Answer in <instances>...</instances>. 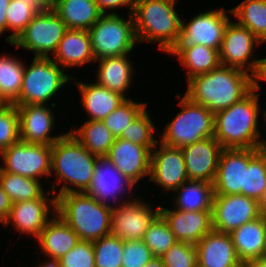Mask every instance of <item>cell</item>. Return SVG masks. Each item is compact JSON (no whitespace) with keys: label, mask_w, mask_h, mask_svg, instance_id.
Returning <instances> with one entry per match:
<instances>
[{"label":"cell","mask_w":266,"mask_h":267,"mask_svg":"<svg viewBox=\"0 0 266 267\" xmlns=\"http://www.w3.org/2000/svg\"><path fill=\"white\" fill-rule=\"evenodd\" d=\"M127 55L111 56L96 60L99 62L96 83L121 94L126 99L125 91L130 88L132 72L134 73L135 71Z\"/></svg>","instance_id":"obj_28"},{"label":"cell","mask_w":266,"mask_h":267,"mask_svg":"<svg viewBox=\"0 0 266 267\" xmlns=\"http://www.w3.org/2000/svg\"><path fill=\"white\" fill-rule=\"evenodd\" d=\"M264 211H263V213L265 214V216H266V204L264 205V209H263Z\"/></svg>","instance_id":"obj_55"},{"label":"cell","mask_w":266,"mask_h":267,"mask_svg":"<svg viewBox=\"0 0 266 267\" xmlns=\"http://www.w3.org/2000/svg\"><path fill=\"white\" fill-rule=\"evenodd\" d=\"M59 261L61 267H95L93 243L79 240Z\"/></svg>","instance_id":"obj_44"},{"label":"cell","mask_w":266,"mask_h":267,"mask_svg":"<svg viewBox=\"0 0 266 267\" xmlns=\"http://www.w3.org/2000/svg\"><path fill=\"white\" fill-rule=\"evenodd\" d=\"M142 241L156 257H161L177 242L174 234L160 214L150 224Z\"/></svg>","instance_id":"obj_38"},{"label":"cell","mask_w":266,"mask_h":267,"mask_svg":"<svg viewBox=\"0 0 266 267\" xmlns=\"http://www.w3.org/2000/svg\"><path fill=\"white\" fill-rule=\"evenodd\" d=\"M249 163V149H223L213 182L214 194L245 195V169Z\"/></svg>","instance_id":"obj_17"},{"label":"cell","mask_w":266,"mask_h":267,"mask_svg":"<svg viewBox=\"0 0 266 267\" xmlns=\"http://www.w3.org/2000/svg\"><path fill=\"white\" fill-rule=\"evenodd\" d=\"M252 80V90L256 92V90H260L259 81H266V58L258 59L256 69L254 73L251 75Z\"/></svg>","instance_id":"obj_47"},{"label":"cell","mask_w":266,"mask_h":267,"mask_svg":"<svg viewBox=\"0 0 266 267\" xmlns=\"http://www.w3.org/2000/svg\"><path fill=\"white\" fill-rule=\"evenodd\" d=\"M150 181L159 184L165 190H177L189 180L181 148L165 145L161 142L159 150H151Z\"/></svg>","instance_id":"obj_16"},{"label":"cell","mask_w":266,"mask_h":267,"mask_svg":"<svg viewBox=\"0 0 266 267\" xmlns=\"http://www.w3.org/2000/svg\"><path fill=\"white\" fill-rule=\"evenodd\" d=\"M70 133L97 157L107 156L116 139L102 120H88L80 129H71Z\"/></svg>","instance_id":"obj_32"},{"label":"cell","mask_w":266,"mask_h":267,"mask_svg":"<svg viewBox=\"0 0 266 267\" xmlns=\"http://www.w3.org/2000/svg\"><path fill=\"white\" fill-rule=\"evenodd\" d=\"M182 111L166 125L161 137L163 144L183 148L214 136V114L203 105L193 103L185 95H177Z\"/></svg>","instance_id":"obj_6"},{"label":"cell","mask_w":266,"mask_h":267,"mask_svg":"<svg viewBox=\"0 0 266 267\" xmlns=\"http://www.w3.org/2000/svg\"><path fill=\"white\" fill-rule=\"evenodd\" d=\"M3 105H4V103H3V102L1 101V99H0V107L3 106Z\"/></svg>","instance_id":"obj_57"},{"label":"cell","mask_w":266,"mask_h":267,"mask_svg":"<svg viewBox=\"0 0 266 267\" xmlns=\"http://www.w3.org/2000/svg\"><path fill=\"white\" fill-rule=\"evenodd\" d=\"M146 108L147 107L137 115L119 138L145 146L151 151L154 147L158 146L159 141H155V138L153 137V130H155V127L149 117V113L146 112Z\"/></svg>","instance_id":"obj_41"},{"label":"cell","mask_w":266,"mask_h":267,"mask_svg":"<svg viewBox=\"0 0 266 267\" xmlns=\"http://www.w3.org/2000/svg\"><path fill=\"white\" fill-rule=\"evenodd\" d=\"M106 157L134 184L150 175L151 151L145 146L118 137Z\"/></svg>","instance_id":"obj_21"},{"label":"cell","mask_w":266,"mask_h":267,"mask_svg":"<svg viewBox=\"0 0 266 267\" xmlns=\"http://www.w3.org/2000/svg\"><path fill=\"white\" fill-rule=\"evenodd\" d=\"M153 257L155 256L142 240L124 241L121 267H143Z\"/></svg>","instance_id":"obj_45"},{"label":"cell","mask_w":266,"mask_h":267,"mask_svg":"<svg viewBox=\"0 0 266 267\" xmlns=\"http://www.w3.org/2000/svg\"><path fill=\"white\" fill-rule=\"evenodd\" d=\"M44 8H52L54 0H37Z\"/></svg>","instance_id":"obj_53"},{"label":"cell","mask_w":266,"mask_h":267,"mask_svg":"<svg viewBox=\"0 0 266 267\" xmlns=\"http://www.w3.org/2000/svg\"><path fill=\"white\" fill-rule=\"evenodd\" d=\"M12 204L13 203L10 200L8 194L3 190L0 185V222L2 224L9 216Z\"/></svg>","instance_id":"obj_48"},{"label":"cell","mask_w":266,"mask_h":267,"mask_svg":"<svg viewBox=\"0 0 266 267\" xmlns=\"http://www.w3.org/2000/svg\"><path fill=\"white\" fill-rule=\"evenodd\" d=\"M134 186L135 184L123 175L108 157L104 156L98 157L91 185L86 193L98 202L109 205L108 199L119 201L117 199L119 194H123L127 188L131 192Z\"/></svg>","instance_id":"obj_22"},{"label":"cell","mask_w":266,"mask_h":267,"mask_svg":"<svg viewBox=\"0 0 266 267\" xmlns=\"http://www.w3.org/2000/svg\"><path fill=\"white\" fill-rule=\"evenodd\" d=\"M92 51L97 59L130 54L138 41L135 34L134 18L128 20L112 11L102 14L88 30Z\"/></svg>","instance_id":"obj_7"},{"label":"cell","mask_w":266,"mask_h":267,"mask_svg":"<svg viewBox=\"0 0 266 267\" xmlns=\"http://www.w3.org/2000/svg\"><path fill=\"white\" fill-rule=\"evenodd\" d=\"M181 150L188 178L213 184L223 150L214 136L199 140Z\"/></svg>","instance_id":"obj_18"},{"label":"cell","mask_w":266,"mask_h":267,"mask_svg":"<svg viewBox=\"0 0 266 267\" xmlns=\"http://www.w3.org/2000/svg\"><path fill=\"white\" fill-rule=\"evenodd\" d=\"M97 4L98 9L102 14H107L106 9L109 11L118 7L126 6L129 7L130 14L133 13L135 4L137 0H94Z\"/></svg>","instance_id":"obj_46"},{"label":"cell","mask_w":266,"mask_h":267,"mask_svg":"<svg viewBox=\"0 0 266 267\" xmlns=\"http://www.w3.org/2000/svg\"><path fill=\"white\" fill-rule=\"evenodd\" d=\"M20 141L19 114L14 104L0 107V153Z\"/></svg>","instance_id":"obj_42"},{"label":"cell","mask_w":266,"mask_h":267,"mask_svg":"<svg viewBox=\"0 0 266 267\" xmlns=\"http://www.w3.org/2000/svg\"><path fill=\"white\" fill-rule=\"evenodd\" d=\"M76 84L82 94L83 107L89 113V120H103L126 100L121 94L96 82L87 84L77 81Z\"/></svg>","instance_id":"obj_27"},{"label":"cell","mask_w":266,"mask_h":267,"mask_svg":"<svg viewBox=\"0 0 266 267\" xmlns=\"http://www.w3.org/2000/svg\"><path fill=\"white\" fill-rule=\"evenodd\" d=\"M150 206L135 198L113 206L110 234L123 241L142 240L150 224L160 214V206L156 210Z\"/></svg>","instance_id":"obj_12"},{"label":"cell","mask_w":266,"mask_h":267,"mask_svg":"<svg viewBox=\"0 0 266 267\" xmlns=\"http://www.w3.org/2000/svg\"><path fill=\"white\" fill-rule=\"evenodd\" d=\"M49 194L51 195V191H47L38 199L13 203L10 214L3 224L8 226L12 222L17 232L32 235L37 239L46 224L53 218L50 215L52 211L56 214V196L50 198Z\"/></svg>","instance_id":"obj_15"},{"label":"cell","mask_w":266,"mask_h":267,"mask_svg":"<svg viewBox=\"0 0 266 267\" xmlns=\"http://www.w3.org/2000/svg\"><path fill=\"white\" fill-rule=\"evenodd\" d=\"M160 215L164 218L176 241L195 245L207 233L213 230L212 210L182 211L160 207Z\"/></svg>","instance_id":"obj_19"},{"label":"cell","mask_w":266,"mask_h":267,"mask_svg":"<svg viewBox=\"0 0 266 267\" xmlns=\"http://www.w3.org/2000/svg\"><path fill=\"white\" fill-rule=\"evenodd\" d=\"M41 251L48 257L60 259L79 241L77 233L56 213L37 238Z\"/></svg>","instance_id":"obj_26"},{"label":"cell","mask_w":266,"mask_h":267,"mask_svg":"<svg viewBox=\"0 0 266 267\" xmlns=\"http://www.w3.org/2000/svg\"><path fill=\"white\" fill-rule=\"evenodd\" d=\"M60 67L50 57H34L31 66L25 67L20 94L13 104L46 105L70 79L76 80Z\"/></svg>","instance_id":"obj_8"},{"label":"cell","mask_w":266,"mask_h":267,"mask_svg":"<svg viewBox=\"0 0 266 267\" xmlns=\"http://www.w3.org/2000/svg\"><path fill=\"white\" fill-rule=\"evenodd\" d=\"M175 198L177 210L201 211L212 210L213 184L201 180H187L177 190Z\"/></svg>","instance_id":"obj_31"},{"label":"cell","mask_w":266,"mask_h":267,"mask_svg":"<svg viewBox=\"0 0 266 267\" xmlns=\"http://www.w3.org/2000/svg\"><path fill=\"white\" fill-rule=\"evenodd\" d=\"M265 256H266V235H265Z\"/></svg>","instance_id":"obj_56"},{"label":"cell","mask_w":266,"mask_h":267,"mask_svg":"<svg viewBox=\"0 0 266 267\" xmlns=\"http://www.w3.org/2000/svg\"><path fill=\"white\" fill-rule=\"evenodd\" d=\"M262 42L247 28L238 22H229L219 51L220 63L223 66L243 70L251 75L256 69L258 59H254V45ZM250 58L251 62H250ZM249 62L248 67L246 63ZM245 67L247 69H245Z\"/></svg>","instance_id":"obj_14"},{"label":"cell","mask_w":266,"mask_h":267,"mask_svg":"<svg viewBox=\"0 0 266 267\" xmlns=\"http://www.w3.org/2000/svg\"><path fill=\"white\" fill-rule=\"evenodd\" d=\"M190 20L185 24L181 21L176 46L204 45L220 51L225 29L231 21L226 9L205 11Z\"/></svg>","instance_id":"obj_13"},{"label":"cell","mask_w":266,"mask_h":267,"mask_svg":"<svg viewBox=\"0 0 266 267\" xmlns=\"http://www.w3.org/2000/svg\"><path fill=\"white\" fill-rule=\"evenodd\" d=\"M161 259L165 267H197L198 249L193 244L177 241Z\"/></svg>","instance_id":"obj_43"},{"label":"cell","mask_w":266,"mask_h":267,"mask_svg":"<svg viewBox=\"0 0 266 267\" xmlns=\"http://www.w3.org/2000/svg\"><path fill=\"white\" fill-rule=\"evenodd\" d=\"M54 59L63 69L84 66L95 61L88 30L67 29L59 42Z\"/></svg>","instance_id":"obj_25"},{"label":"cell","mask_w":266,"mask_h":267,"mask_svg":"<svg viewBox=\"0 0 266 267\" xmlns=\"http://www.w3.org/2000/svg\"><path fill=\"white\" fill-rule=\"evenodd\" d=\"M229 12L262 43L266 41V0H244Z\"/></svg>","instance_id":"obj_35"},{"label":"cell","mask_w":266,"mask_h":267,"mask_svg":"<svg viewBox=\"0 0 266 267\" xmlns=\"http://www.w3.org/2000/svg\"><path fill=\"white\" fill-rule=\"evenodd\" d=\"M174 8L170 0H137L132 15L138 42H158L159 49L169 53L181 31L182 20Z\"/></svg>","instance_id":"obj_5"},{"label":"cell","mask_w":266,"mask_h":267,"mask_svg":"<svg viewBox=\"0 0 266 267\" xmlns=\"http://www.w3.org/2000/svg\"><path fill=\"white\" fill-rule=\"evenodd\" d=\"M245 196L266 204V151L249 149V163L245 169Z\"/></svg>","instance_id":"obj_33"},{"label":"cell","mask_w":266,"mask_h":267,"mask_svg":"<svg viewBox=\"0 0 266 267\" xmlns=\"http://www.w3.org/2000/svg\"><path fill=\"white\" fill-rule=\"evenodd\" d=\"M195 247L198 249L197 267H243L230 233L212 230Z\"/></svg>","instance_id":"obj_23"},{"label":"cell","mask_w":266,"mask_h":267,"mask_svg":"<svg viewBox=\"0 0 266 267\" xmlns=\"http://www.w3.org/2000/svg\"><path fill=\"white\" fill-rule=\"evenodd\" d=\"M185 96L213 114L231 107L252 90L251 74L220 65L188 81Z\"/></svg>","instance_id":"obj_1"},{"label":"cell","mask_w":266,"mask_h":267,"mask_svg":"<svg viewBox=\"0 0 266 267\" xmlns=\"http://www.w3.org/2000/svg\"><path fill=\"white\" fill-rule=\"evenodd\" d=\"M49 259H50L48 260L49 262L45 261L46 263L44 262L41 265L39 264L38 267H61L59 259L55 258H49Z\"/></svg>","instance_id":"obj_52"},{"label":"cell","mask_w":266,"mask_h":267,"mask_svg":"<svg viewBox=\"0 0 266 267\" xmlns=\"http://www.w3.org/2000/svg\"><path fill=\"white\" fill-rule=\"evenodd\" d=\"M20 141L52 146L63 134L51 136L55 122L54 113L46 105L17 106Z\"/></svg>","instance_id":"obj_20"},{"label":"cell","mask_w":266,"mask_h":267,"mask_svg":"<svg viewBox=\"0 0 266 267\" xmlns=\"http://www.w3.org/2000/svg\"><path fill=\"white\" fill-rule=\"evenodd\" d=\"M44 9L37 0H10L6 9L7 29L13 33L5 38L6 42H14L35 15Z\"/></svg>","instance_id":"obj_37"},{"label":"cell","mask_w":266,"mask_h":267,"mask_svg":"<svg viewBox=\"0 0 266 267\" xmlns=\"http://www.w3.org/2000/svg\"><path fill=\"white\" fill-rule=\"evenodd\" d=\"M66 30L65 23L52 8H45L35 15L11 45L33 51L35 57L48 58L49 52L55 54Z\"/></svg>","instance_id":"obj_9"},{"label":"cell","mask_w":266,"mask_h":267,"mask_svg":"<svg viewBox=\"0 0 266 267\" xmlns=\"http://www.w3.org/2000/svg\"><path fill=\"white\" fill-rule=\"evenodd\" d=\"M143 267H165L161 257H153L146 265Z\"/></svg>","instance_id":"obj_51"},{"label":"cell","mask_w":266,"mask_h":267,"mask_svg":"<svg viewBox=\"0 0 266 267\" xmlns=\"http://www.w3.org/2000/svg\"><path fill=\"white\" fill-rule=\"evenodd\" d=\"M145 107H147V103H137L127 98L120 106L104 118L102 122L114 137L118 138Z\"/></svg>","instance_id":"obj_40"},{"label":"cell","mask_w":266,"mask_h":267,"mask_svg":"<svg viewBox=\"0 0 266 267\" xmlns=\"http://www.w3.org/2000/svg\"><path fill=\"white\" fill-rule=\"evenodd\" d=\"M10 0H0V35L7 30L6 9Z\"/></svg>","instance_id":"obj_49"},{"label":"cell","mask_w":266,"mask_h":267,"mask_svg":"<svg viewBox=\"0 0 266 267\" xmlns=\"http://www.w3.org/2000/svg\"><path fill=\"white\" fill-rule=\"evenodd\" d=\"M243 267H266V256L254 260H247Z\"/></svg>","instance_id":"obj_50"},{"label":"cell","mask_w":266,"mask_h":267,"mask_svg":"<svg viewBox=\"0 0 266 267\" xmlns=\"http://www.w3.org/2000/svg\"><path fill=\"white\" fill-rule=\"evenodd\" d=\"M0 185L12 203L38 199L45 193L40 180L11 174L1 169Z\"/></svg>","instance_id":"obj_36"},{"label":"cell","mask_w":266,"mask_h":267,"mask_svg":"<svg viewBox=\"0 0 266 267\" xmlns=\"http://www.w3.org/2000/svg\"><path fill=\"white\" fill-rule=\"evenodd\" d=\"M264 206L242 194L213 195L212 227L214 231L231 233L263 214Z\"/></svg>","instance_id":"obj_11"},{"label":"cell","mask_w":266,"mask_h":267,"mask_svg":"<svg viewBox=\"0 0 266 267\" xmlns=\"http://www.w3.org/2000/svg\"><path fill=\"white\" fill-rule=\"evenodd\" d=\"M239 260L244 264L265 256L266 216L248 222L230 233Z\"/></svg>","instance_id":"obj_24"},{"label":"cell","mask_w":266,"mask_h":267,"mask_svg":"<svg viewBox=\"0 0 266 267\" xmlns=\"http://www.w3.org/2000/svg\"><path fill=\"white\" fill-rule=\"evenodd\" d=\"M52 10L67 29L89 30L102 15L94 0H54Z\"/></svg>","instance_id":"obj_29"},{"label":"cell","mask_w":266,"mask_h":267,"mask_svg":"<svg viewBox=\"0 0 266 267\" xmlns=\"http://www.w3.org/2000/svg\"><path fill=\"white\" fill-rule=\"evenodd\" d=\"M168 54L178 56L181 65L189 69L186 73L188 81L221 65L219 51L204 45L175 46Z\"/></svg>","instance_id":"obj_30"},{"label":"cell","mask_w":266,"mask_h":267,"mask_svg":"<svg viewBox=\"0 0 266 267\" xmlns=\"http://www.w3.org/2000/svg\"><path fill=\"white\" fill-rule=\"evenodd\" d=\"M0 155L3 159L2 167L0 166L2 171L36 180L51 175L50 145L18 141Z\"/></svg>","instance_id":"obj_10"},{"label":"cell","mask_w":266,"mask_h":267,"mask_svg":"<svg viewBox=\"0 0 266 267\" xmlns=\"http://www.w3.org/2000/svg\"><path fill=\"white\" fill-rule=\"evenodd\" d=\"M113 206L98 202L86 192H70L56 197V213L78 235L94 242L110 235Z\"/></svg>","instance_id":"obj_3"},{"label":"cell","mask_w":266,"mask_h":267,"mask_svg":"<svg viewBox=\"0 0 266 267\" xmlns=\"http://www.w3.org/2000/svg\"><path fill=\"white\" fill-rule=\"evenodd\" d=\"M259 96L251 90L231 107L214 114V138L223 149H259Z\"/></svg>","instance_id":"obj_2"},{"label":"cell","mask_w":266,"mask_h":267,"mask_svg":"<svg viewBox=\"0 0 266 267\" xmlns=\"http://www.w3.org/2000/svg\"><path fill=\"white\" fill-rule=\"evenodd\" d=\"M97 160L98 157L91 154L70 132L64 133L51 146V175L54 170L58 184H62L56 197L64 193L86 192L91 185ZM63 181L67 182L63 184Z\"/></svg>","instance_id":"obj_4"},{"label":"cell","mask_w":266,"mask_h":267,"mask_svg":"<svg viewBox=\"0 0 266 267\" xmlns=\"http://www.w3.org/2000/svg\"><path fill=\"white\" fill-rule=\"evenodd\" d=\"M93 243L95 267H121L124 241L111 234Z\"/></svg>","instance_id":"obj_39"},{"label":"cell","mask_w":266,"mask_h":267,"mask_svg":"<svg viewBox=\"0 0 266 267\" xmlns=\"http://www.w3.org/2000/svg\"><path fill=\"white\" fill-rule=\"evenodd\" d=\"M25 65L13 56H0V99L13 104L19 97Z\"/></svg>","instance_id":"obj_34"},{"label":"cell","mask_w":266,"mask_h":267,"mask_svg":"<svg viewBox=\"0 0 266 267\" xmlns=\"http://www.w3.org/2000/svg\"><path fill=\"white\" fill-rule=\"evenodd\" d=\"M264 118H265V121H266V111H264ZM259 149L262 150V151H266V140L262 139V141L260 140V143H259Z\"/></svg>","instance_id":"obj_54"}]
</instances>
